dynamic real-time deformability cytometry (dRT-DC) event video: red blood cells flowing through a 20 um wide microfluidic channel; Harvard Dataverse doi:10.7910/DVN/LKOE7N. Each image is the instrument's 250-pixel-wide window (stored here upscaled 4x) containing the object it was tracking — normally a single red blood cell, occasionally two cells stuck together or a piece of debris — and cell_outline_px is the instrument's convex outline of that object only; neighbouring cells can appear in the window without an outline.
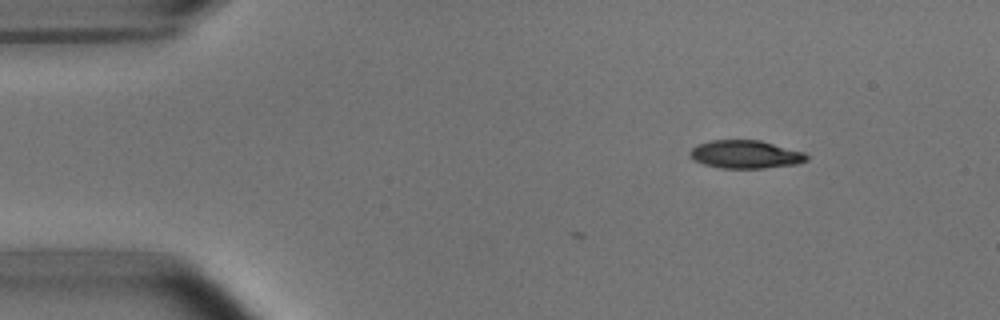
{"species": "common noctule bat (a hibernating species)", "species_latin": "Nyctalus noctula", "temperature_condition": "room temperature", "stored_images_in_passage": 2, "camera_frame_rate_fps": 3000, "um_per_image_px": 0.085, "animal": {"sex": "male", "body_mass_g": 15.6}, "frame": {"image": 1, "passage_image": 2, "time_ms": 1.333, "image_size_px": [1000, 320], "cell_outline_px": [[808, 160], [800, 164], [764, 168], [720, 168], [704, 164], [692, 160], [688, 152], [696, 144], [712, 140], [760, 140], [804, 152], [808, 156]], "centroid_in_image_um": [63.36, 13.12], "position_along_channel_um": 21.6, "area_um2": 19.31}}